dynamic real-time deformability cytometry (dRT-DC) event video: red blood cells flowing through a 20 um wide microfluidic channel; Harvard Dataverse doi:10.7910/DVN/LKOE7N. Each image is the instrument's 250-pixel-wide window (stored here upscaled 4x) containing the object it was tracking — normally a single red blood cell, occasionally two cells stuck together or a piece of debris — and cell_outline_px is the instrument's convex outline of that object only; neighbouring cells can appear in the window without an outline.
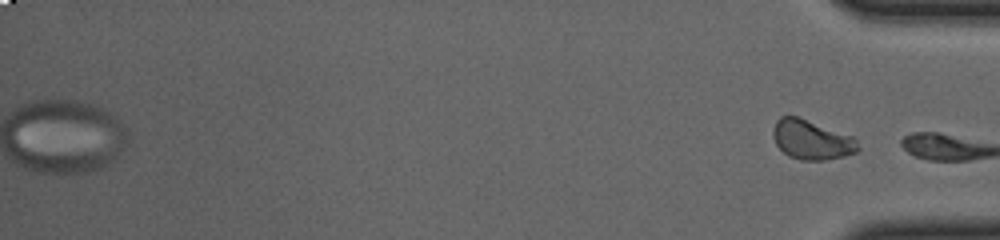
{"species": "common noctule bat (a hibernating species)", "species_latin": "Nyctalus noctula", "temperature_condition": "cold", "stored_images_in_passage": 58, "camera_frame_rate_fps": 3000, "um_per_image_px": 0.085, "animal": {"sex": "female", "body_mass_g": 23.0, "forearm_length_mm": 53.4}, "frame": {"image": 1, "passage_image": 58, "time_ms": 19.0, "image_size_px": [1000, 240], "cell_outline_px": [[860, 148], [856, 152], [844, 156], [824, 160], [800, 160], [788, 156], [776, 144], [772, 136], [772, 132], [776, 120], [780, 116], [796, 116], [852, 136], [856, 140]], "centroid_in_image_um": [68.96, 11.89], "position_along_channel_um": 366.2, "area_um2": 19.42}}